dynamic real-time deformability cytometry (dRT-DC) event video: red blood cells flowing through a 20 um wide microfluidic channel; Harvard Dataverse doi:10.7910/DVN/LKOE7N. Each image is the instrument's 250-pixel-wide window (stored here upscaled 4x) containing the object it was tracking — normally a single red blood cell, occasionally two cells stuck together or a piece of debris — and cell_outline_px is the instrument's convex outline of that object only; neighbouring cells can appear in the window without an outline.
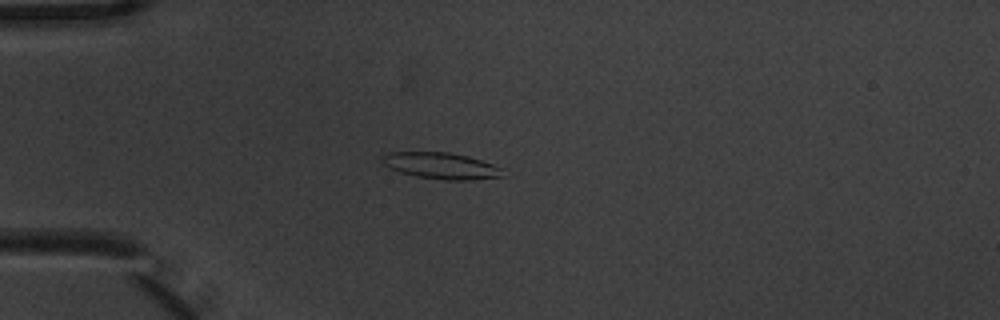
{"species": "common noctule bat (a hibernating species)", "species_latin": "Nyctalus noctula", "temperature_condition": "warm", "stored_images_in_passage": 8, "camera_frame_rate_fps": 3000, "um_per_image_px": 0.085, "animal": {"sex": "male", "body_mass_g": 20.1, "forearm_length_mm": 53.5}, "frame": {"image": 1, "passage_image": 5, "time_ms": 1.333, "image_size_px": [1000, 320], "cell_outline_px": [[504, 176], [468, 180], [444, 180], [416, 176], [400, 172], [384, 164], [380, 160], [380, 156], [388, 152], [448, 152], [468, 156], [492, 164], [500, 168]], "centroid_in_image_um": [37.45, 14.08], "position_along_channel_um": 47.6, "area_um2": 18.38}}
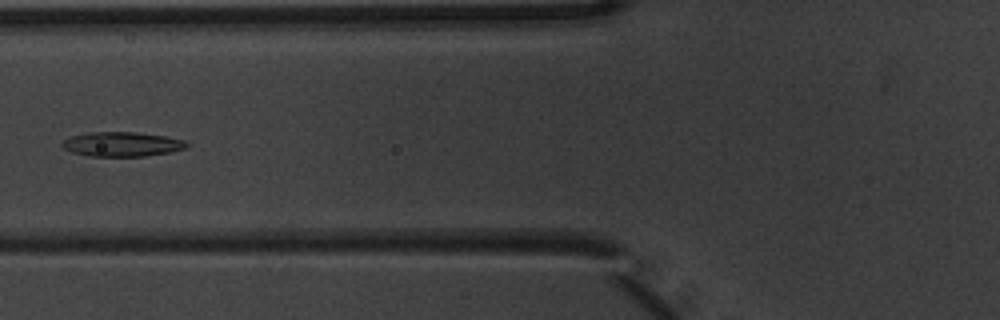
{"frame": {"image": 2, "passage_image": 7, "time_ms": 2.0, "image_size_px": [1000, 320], "cell_outline_px": [[188, 148], [172, 152], [144, 156], [92, 156], [72, 152], [64, 148], [60, 144], [64, 140], [72, 136], [88, 132], [136, 132], [164, 136], [184, 140], [188, 144]], "centroid_in_image_um": [10.39, 12.25], "position_along_channel_um": 115.4, "area_um2": 17.74}}
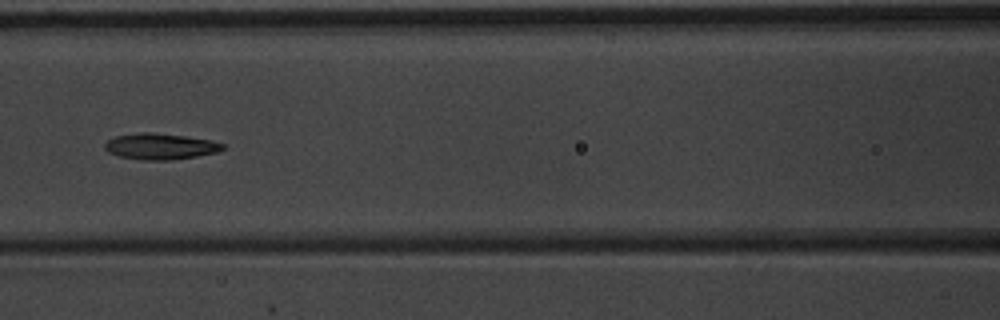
{"frame": {"image": 3, "passage_image": 8, "time_ms": 2.333, "image_size_px": [1000, 320], "cell_outline_px": [[224, 148], [216, 152], [196, 156], [172, 160], [144, 160], [120, 156], [108, 152], [104, 148], [104, 144], [108, 140], [116, 136], [144, 132], [148, 132], [184, 136], [208, 140], [224, 144]], "centroid_in_image_um": [13.59, 12.45], "position_along_channel_um": 153.0, "area_um2": 17.57}}